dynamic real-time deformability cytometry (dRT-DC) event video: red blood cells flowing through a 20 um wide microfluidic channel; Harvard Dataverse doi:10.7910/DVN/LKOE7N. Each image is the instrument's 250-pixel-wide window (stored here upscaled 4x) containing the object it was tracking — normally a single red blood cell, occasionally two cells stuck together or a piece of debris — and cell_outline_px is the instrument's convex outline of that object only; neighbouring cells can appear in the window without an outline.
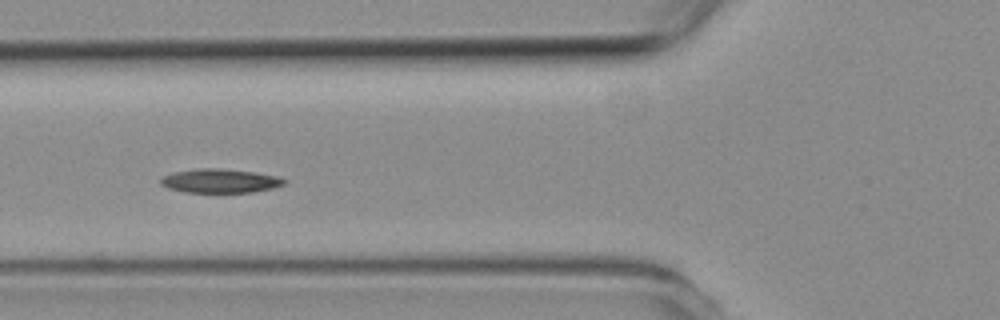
{"species": "common noctule bat (a hibernating species)", "species_latin": "Nyctalus noctula", "temperature_condition": "room temperature", "stored_images_in_passage": 5, "camera_frame_rate_fps": 3000, "um_per_image_px": 0.085, "animal": {"sex": "female", "body_mass_g": 19.3, "forearm_length_mm": 54.1}, "frame": {"image": 1, "passage_image": 2, "time_ms": 1.0, "image_size_px": [1000, 320], "cell_outline_px": [[288, 180], [284, 184], [272, 188], [252, 192], [184, 192], [168, 188], [160, 184], [160, 180], [164, 176], [172, 172], [196, 168], [220, 168], [256, 172], [276, 176]], "centroid_in_image_um": [18.69, 15.36], "position_along_channel_um": 107.1, "area_um2": 17.28}}
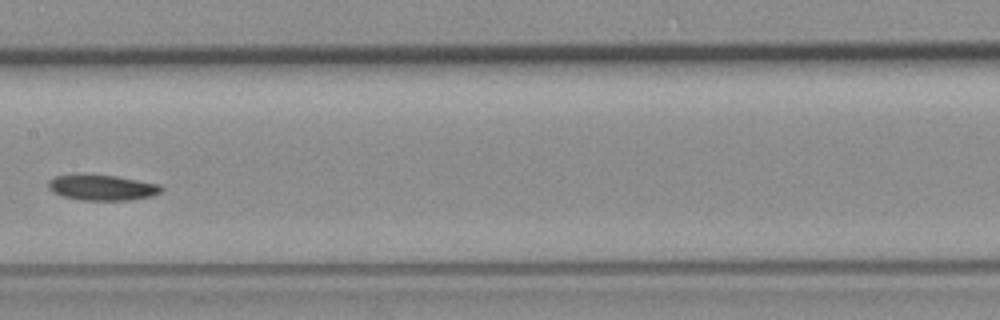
{"frame": {"image": 2, "passage_image": 4, "time_ms": 3.333, "image_size_px": [1000, 320], "cell_outline_px": [[164, 188], [160, 192], [152, 196], [128, 200], [80, 200], [60, 196], [52, 192], [48, 188], [48, 180], [56, 176], [116, 176], [160, 184]], "centroid_in_image_um": [8.69, 15.97], "position_along_channel_um": 198.7, "area_um2": 16.53}}
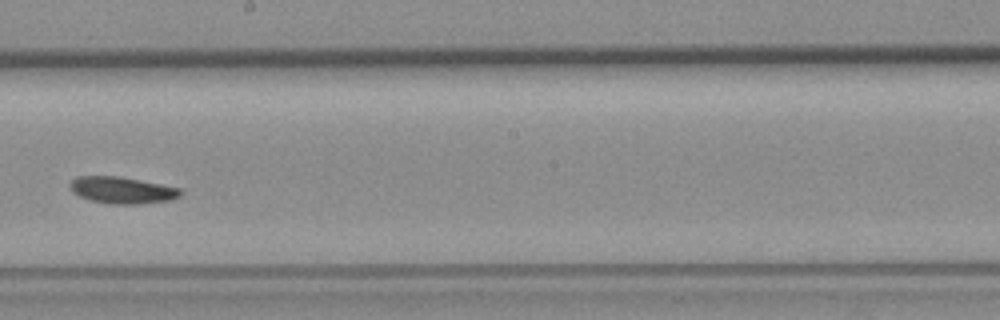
{"frame": {"image": 3, "passage_image": 5, "time_ms": 4.333, "image_size_px": [1000, 320], "cell_outline_px": [[184, 192], [180, 196], [172, 200], [140, 204], [108, 204], [88, 200], [72, 192], [68, 184], [76, 176], [120, 176], [180, 188]], "centroid_in_image_um": [10.37, 16.17], "position_along_channel_um": 237.8, "area_um2": 17.46}}